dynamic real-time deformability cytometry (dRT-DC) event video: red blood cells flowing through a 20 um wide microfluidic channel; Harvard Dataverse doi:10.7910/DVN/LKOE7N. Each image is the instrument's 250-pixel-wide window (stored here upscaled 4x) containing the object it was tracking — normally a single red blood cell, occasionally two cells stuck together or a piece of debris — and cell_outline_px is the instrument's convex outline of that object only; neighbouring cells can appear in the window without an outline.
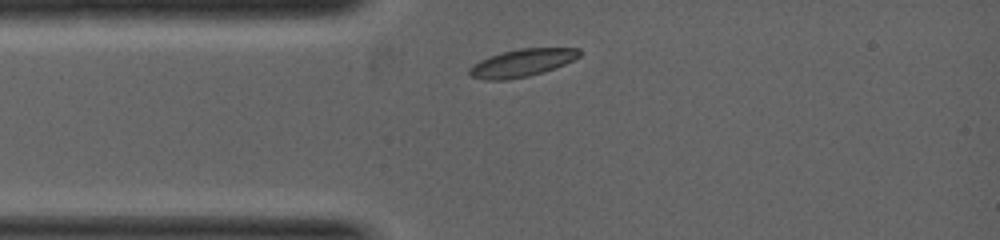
{"species": "common noctule bat (a hibernating species)", "species_latin": "Nyctalus noctula", "temperature_condition": "warm", "stored_images_in_passage": 8, "camera_frame_rate_fps": 5000, "um_per_image_px": 0.085, "animal": {"sex": "female", "body_mass_g": 19.0, "forearm_length_mm": 53.3}, "frame": {"image": 1, "passage_image": 1, "time_ms": 0.0, "image_size_px": [1000, 240], "cell_outline_px": [[580, 56], [564, 64], [544, 72], [528, 76], [508, 80], [484, 80], [472, 76], [468, 72], [468, 68], [480, 60], [504, 52], [520, 48], [580, 48]], "centroid_in_image_um": [44.37, 5.35], "position_along_channel_um": 40.6, "area_um2": 17.51}}
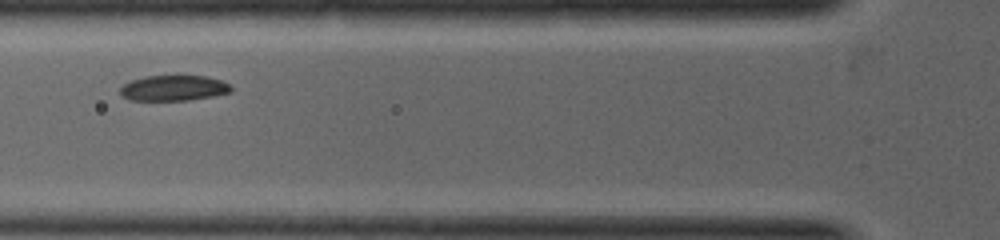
{"frame": {"image": 2, "passage_image": 4, "time_ms": 1.0, "image_size_px": [1000, 240], "cell_outline_px": [[232, 92], [212, 96], [188, 100], [128, 100], [120, 96], [120, 88], [124, 84], [132, 80], [144, 76], [204, 76], [220, 80], [228, 84], [232, 88]], "centroid_in_image_um": [14.72, 7.49], "position_along_channel_um": 111.1, "area_um2": 16.42}}
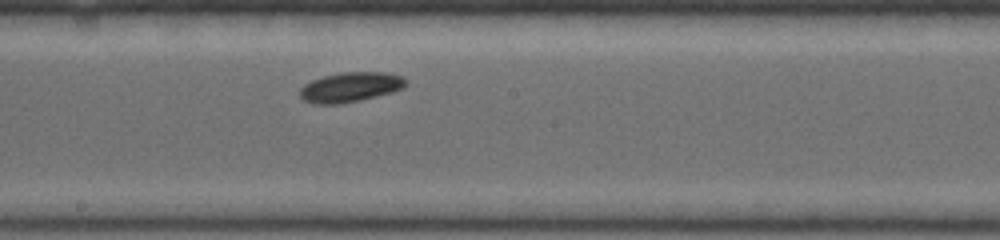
{"frame": {"image": 3, "passage_image": 8, "time_ms": 2.4, "image_size_px": [1000, 240], "cell_outline_px": [[408, 84], [404, 88], [392, 92], [360, 100], [340, 104], [316, 104], [304, 100], [300, 96], [300, 88], [304, 84], [312, 80], [324, 76], [344, 72], [388, 72], [404, 76], [408, 80]], "centroid_in_image_um": [29.84, 7.39], "position_along_channel_um": 218.4, "area_um2": 18.55}}